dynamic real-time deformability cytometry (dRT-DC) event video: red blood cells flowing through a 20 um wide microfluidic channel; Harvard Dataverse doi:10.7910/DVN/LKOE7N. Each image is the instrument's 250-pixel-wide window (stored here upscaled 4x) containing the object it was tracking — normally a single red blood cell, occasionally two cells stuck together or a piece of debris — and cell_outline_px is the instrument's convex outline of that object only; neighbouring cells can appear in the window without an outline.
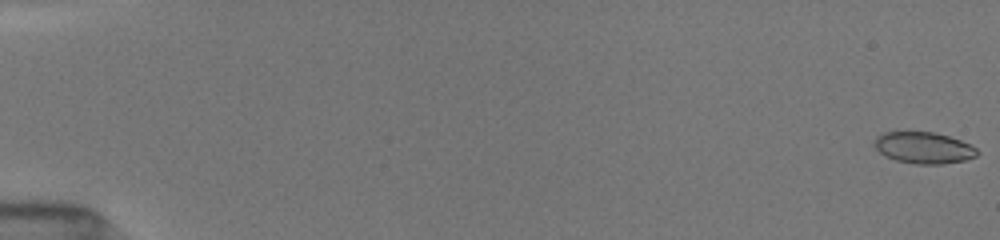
{"species": "common noctule bat (a hibernating species)", "species_latin": "Nyctalus noctula", "temperature_condition": "room temperature", "stored_images_in_passage": 26, "camera_frame_rate_fps": 3000, "um_per_image_px": 0.085, "animal": {"sex": "female", "body_mass_g": 19.5, "forearm_length_mm": 54.1}, "frame": {"image": 1, "passage_image": 1, "time_ms": 0.0, "image_size_px": [1000, 240], "cell_outline_px": [[980, 152], [976, 156], [964, 160], [940, 164], [916, 164], [896, 160], [884, 156], [872, 144], [876, 136], [884, 132], [932, 132], [948, 136], [960, 140], [976, 148]], "centroid_in_image_um": [78.48, 12.56], "position_along_channel_um": 6.5, "area_um2": 18.79}}
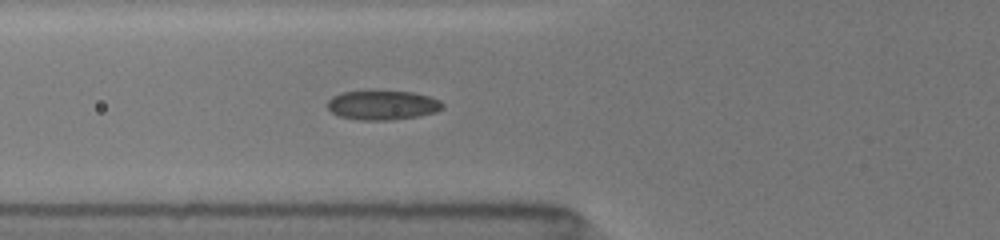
{"frame": {"image": 2, "passage_image": 17, "time_ms": 6.667, "image_size_px": [1000, 240], "cell_outline_px": [[444, 108], [436, 112], [416, 116], [388, 120], [360, 120], [340, 116], [332, 112], [328, 108], [328, 100], [332, 96], [340, 92], [368, 88], [372, 88], [412, 92], [428, 96], [440, 100], [444, 104]], "centroid_in_image_um": [32.49, 8.88], "position_along_channel_um": 93.3, "area_um2": 20.46}}
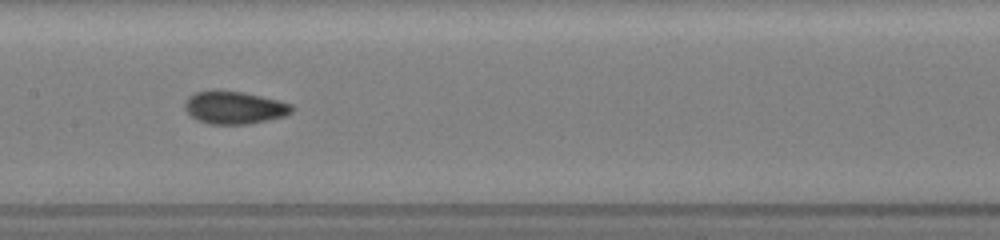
{"frame": {"image": 3, "passage_image": 25, "time_ms": 9.0, "image_size_px": [1000, 240], "cell_outline_px": [[292, 112], [284, 116], [248, 124], [208, 124], [196, 120], [184, 108], [184, 104], [188, 96], [196, 92], [240, 92], [260, 96], [292, 104]], "centroid_in_image_um": [19.9, 9.17], "position_along_channel_um": 187.5, "area_um2": 19.83}}